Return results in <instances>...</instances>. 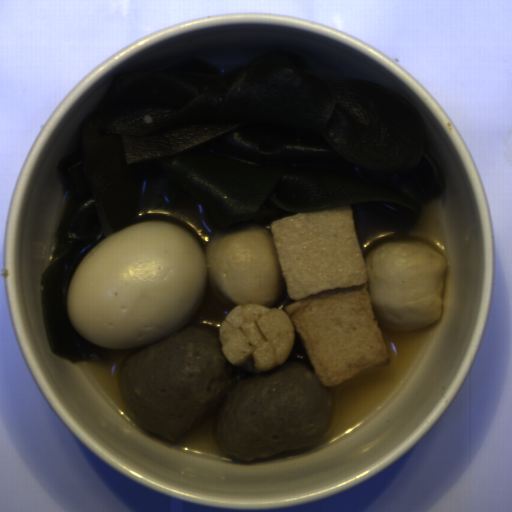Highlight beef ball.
Listing matches in <instances>:
<instances>
[{
	"instance_id": "c3f7d807",
	"label": "beef ball",
	"mask_w": 512,
	"mask_h": 512,
	"mask_svg": "<svg viewBox=\"0 0 512 512\" xmlns=\"http://www.w3.org/2000/svg\"><path fill=\"white\" fill-rule=\"evenodd\" d=\"M121 384L142 428L172 444L218 409L217 442L242 461L317 444L332 419V393L308 367L283 362L234 382L220 336L195 327L127 356Z\"/></svg>"
}]
</instances>
